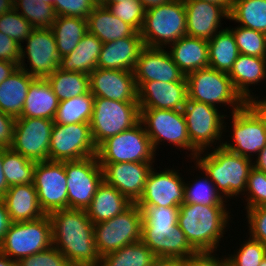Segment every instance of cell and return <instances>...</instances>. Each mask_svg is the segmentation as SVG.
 <instances>
[{"label": "cell", "mask_w": 266, "mask_h": 266, "mask_svg": "<svg viewBox=\"0 0 266 266\" xmlns=\"http://www.w3.org/2000/svg\"><path fill=\"white\" fill-rule=\"evenodd\" d=\"M52 246L73 266H99L101 256L94 242V224L86 210L59 209L51 212Z\"/></svg>", "instance_id": "6da1fadb"}, {"label": "cell", "mask_w": 266, "mask_h": 266, "mask_svg": "<svg viewBox=\"0 0 266 266\" xmlns=\"http://www.w3.org/2000/svg\"><path fill=\"white\" fill-rule=\"evenodd\" d=\"M143 213L141 241L156 257L183 259L197 253L178 226L179 207H139Z\"/></svg>", "instance_id": "7a4b0ae2"}, {"label": "cell", "mask_w": 266, "mask_h": 266, "mask_svg": "<svg viewBox=\"0 0 266 266\" xmlns=\"http://www.w3.org/2000/svg\"><path fill=\"white\" fill-rule=\"evenodd\" d=\"M228 206L190 203L179 206L178 226L197 252H218L226 229L231 228V218L234 219Z\"/></svg>", "instance_id": "3957f363"}, {"label": "cell", "mask_w": 266, "mask_h": 266, "mask_svg": "<svg viewBox=\"0 0 266 266\" xmlns=\"http://www.w3.org/2000/svg\"><path fill=\"white\" fill-rule=\"evenodd\" d=\"M192 162L204 171L224 200L229 202L231 198L236 200L244 195L248 175L253 167L252 159L221 145L212 150L200 151Z\"/></svg>", "instance_id": "277c9868"}, {"label": "cell", "mask_w": 266, "mask_h": 266, "mask_svg": "<svg viewBox=\"0 0 266 266\" xmlns=\"http://www.w3.org/2000/svg\"><path fill=\"white\" fill-rule=\"evenodd\" d=\"M186 11L183 0L145 10L140 35L144 45L151 48H167L187 35Z\"/></svg>", "instance_id": "5b68a950"}, {"label": "cell", "mask_w": 266, "mask_h": 266, "mask_svg": "<svg viewBox=\"0 0 266 266\" xmlns=\"http://www.w3.org/2000/svg\"><path fill=\"white\" fill-rule=\"evenodd\" d=\"M140 122L143 124L152 146L157 153L163 143L187 150L190 162L199 151L190 143L186 121L182 110L140 108Z\"/></svg>", "instance_id": "8992f818"}, {"label": "cell", "mask_w": 266, "mask_h": 266, "mask_svg": "<svg viewBox=\"0 0 266 266\" xmlns=\"http://www.w3.org/2000/svg\"><path fill=\"white\" fill-rule=\"evenodd\" d=\"M186 80L188 99L216 108L228 106L227 108L232 110H229L230 114L246 104L235 90L227 73L208 67L187 74Z\"/></svg>", "instance_id": "52a82bcc"}, {"label": "cell", "mask_w": 266, "mask_h": 266, "mask_svg": "<svg viewBox=\"0 0 266 266\" xmlns=\"http://www.w3.org/2000/svg\"><path fill=\"white\" fill-rule=\"evenodd\" d=\"M139 122L140 107L138 101L94 98L90 129L97 148L108 138L131 129Z\"/></svg>", "instance_id": "ba28073f"}, {"label": "cell", "mask_w": 266, "mask_h": 266, "mask_svg": "<svg viewBox=\"0 0 266 266\" xmlns=\"http://www.w3.org/2000/svg\"><path fill=\"white\" fill-rule=\"evenodd\" d=\"M182 112L186 121L190 143L199 152L223 144L222 138L224 139V136H226L225 133L229 126L226 125L228 122H225L226 115L222 114V111L209 104L187 98Z\"/></svg>", "instance_id": "9c48e42d"}, {"label": "cell", "mask_w": 266, "mask_h": 266, "mask_svg": "<svg viewBox=\"0 0 266 266\" xmlns=\"http://www.w3.org/2000/svg\"><path fill=\"white\" fill-rule=\"evenodd\" d=\"M52 246L51 221L48 214L22 222H12L0 251L7 257L19 260L49 249Z\"/></svg>", "instance_id": "30bf717a"}, {"label": "cell", "mask_w": 266, "mask_h": 266, "mask_svg": "<svg viewBox=\"0 0 266 266\" xmlns=\"http://www.w3.org/2000/svg\"><path fill=\"white\" fill-rule=\"evenodd\" d=\"M143 213L132 203L114 218L94 224V242L101 257L141 241Z\"/></svg>", "instance_id": "8fae6325"}, {"label": "cell", "mask_w": 266, "mask_h": 266, "mask_svg": "<svg viewBox=\"0 0 266 266\" xmlns=\"http://www.w3.org/2000/svg\"><path fill=\"white\" fill-rule=\"evenodd\" d=\"M157 154L141 122L105 140L97 148L99 164L155 162Z\"/></svg>", "instance_id": "7c38bea8"}, {"label": "cell", "mask_w": 266, "mask_h": 266, "mask_svg": "<svg viewBox=\"0 0 266 266\" xmlns=\"http://www.w3.org/2000/svg\"><path fill=\"white\" fill-rule=\"evenodd\" d=\"M230 122V141L223 139L227 150L238 155L254 159L260 150L266 146V125L259 114L246 103L241 109L226 115ZM232 123V124H231ZM256 154V155H255Z\"/></svg>", "instance_id": "4fadbf2b"}, {"label": "cell", "mask_w": 266, "mask_h": 266, "mask_svg": "<svg viewBox=\"0 0 266 266\" xmlns=\"http://www.w3.org/2000/svg\"><path fill=\"white\" fill-rule=\"evenodd\" d=\"M22 44L18 67L29 75L43 79L58 69L60 56L51 28H35Z\"/></svg>", "instance_id": "5bb4252c"}, {"label": "cell", "mask_w": 266, "mask_h": 266, "mask_svg": "<svg viewBox=\"0 0 266 266\" xmlns=\"http://www.w3.org/2000/svg\"><path fill=\"white\" fill-rule=\"evenodd\" d=\"M67 177L68 208L86 210L103 181L97 155L81 160L64 161Z\"/></svg>", "instance_id": "9a60e30c"}, {"label": "cell", "mask_w": 266, "mask_h": 266, "mask_svg": "<svg viewBox=\"0 0 266 266\" xmlns=\"http://www.w3.org/2000/svg\"><path fill=\"white\" fill-rule=\"evenodd\" d=\"M97 155L90 123L54 124L49 144V160H81Z\"/></svg>", "instance_id": "2e32d148"}, {"label": "cell", "mask_w": 266, "mask_h": 266, "mask_svg": "<svg viewBox=\"0 0 266 266\" xmlns=\"http://www.w3.org/2000/svg\"><path fill=\"white\" fill-rule=\"evenodd\" d=\"M149 171L138 207H179L184 203L185 179L178 168ZM181 174V175H180ZM183 177V178H182Z\"/></svg>", "instance_id": "e0dca14e"}, {"label": "cell", "mask_w": 266, "mask_h": 266, "mask_svg": "<svg viewBox=\"0 0 266 266\" xmlns=\"http://www.w3.org/2000/svg\"><path fill=\"white\" fill-rule=\"evenodd\" d=\"M34 186L40 207L45 214L68 208V187L64 161L36 162Z\"/></svg>", "instance_id": "ac0fdd59"}, {"label": "cell", "mask_w": 266, "mask_h": 266, "mask_svg": "<svg viewBox=\"0 0 266 266\" xmlns=\"http://www.w3.org/2000/svg\"><path fill=\"white\" fill-rule=\"evenodd\" d=\"M53 126L54 122L50 119L16 118L10 148L35 162L49 160Z\"/></svg>", "instance_id": "d6986e66"}, {"label": "cell", "mask_w": 266, "mask_h": 266, "mask_svg": "<svg viewBox=\"0 0 266 266\" xmlns=\"http://www.w3.org/2000/svg\"><path fill=\"white\" fill-rule=\"evenodd\" d=\"M103 180L122 193L131 203H136L144 190L147 175L154 162H120L100 164Z\"/></svg>", "instance_id": "ffe728a7"}, {"label": "cell", "mask_w": 266, "mask_h": 266, "mask_svg": "<svg viewBox=\"0 0 266 266\" xmlns=\"http://www.w3.org/2000/svg\"><path fill=\"white\" fill-rule=\"evenodd\" d=\"M135 82H187L166 48L144 47L133 70Z\"/></svg>", "instance_id": "44dd1931"}, {"label": "cell", "mask_w": 266, "mask_h": 266, "mask_svg": "<svg viewBox=\"0 0 266 266\" xmlns=\"http://www.w3.org/2000/svg\"><path fill=\"white\" fill-rule=\"evenodd\" d=\"M90 92L94 97L116 101H138L133 71L96 68L89 74Z\"/></svg>", "instance_id": "7402d4cb"}, {"label": "cell", "mask_w": 266, "mask_h": 266, "mask_svg": "<svg viewBox=\"0 0 266 266\" xmlns=\"http://www.w3.org/2000/svg\"><path fill=\"white\" fill-rule=\"evenodd\" d=\"M140 108L183 110L188 98L187 82H136Z\"/></svg>", "instance_id": "603a6c76"}, {"label": "cell", "mask_w": 266, "mask_h": 266, "mask_svg": "<svg viewBox=\"0 0 266 266\" xmlns=\"http://www.w3.org/2000/svg\"><path fill=\"white\" fill-rule=\"evenodd\" d=\"M183 1L188 36L209 41L218 30H222V19H229V13L220 5L200 0Z\"/></svg>", "instance_id": "cb8c5ba5"}, {"label": "cell", "mask_w": 266, "mask_h": 266, "mask_svg": "<svg viewBox=\"0 0 266 266\" xmlns=\"http://www.w3.org/2000/svg\"><path fill=\"white\" fill-rule=\"evenodd\" d=\"M144 47L141 36H130L103 43L97 68L133 71Z\"/></svg>", "instance_id": "d4e9b609"}, {"label": "cell", "mask_w": 266, "mask_h": 266, "mask_svg": "<svg viewBox=\"0 0 266 266\" xmlns=\"http://www.w3.org/2000/svg\"><path fill=\"white\" fill-rule=\"evenodd\" d=\"M228 75L237 93L248 103L257 97L253 86L255 89L266 81V58L239 54Z\"/></svg>", "instance_id": "484cf974"}, {"label": "cell", "mask_w": 266, "mask_h": 266, "mask_svg": "<svg viewBox=\"0 0 266 266\" xmlns=\"http://www.w3.org/2000/svg\"><path fill=\"white\" fill-rule=\"evenodd\" d=\"M167 50L185 76L193 71L209 67L207 40L185 35L169 45Z\"/></svg>", "instance_id": "4316f807"}, {"label": "cell", "mask_w": 266, "mask_h": 266, "mask_svg": "<svg viewBox=\"0 0 266 266\" xmlns=\"http://www.w3.org/2000/svg\"><path fill=\"white\" fill-rule=\"evenodd\" d=\"M87 28L102 43L141 36L133 26L115 16L108 7L97 4L87 18Z\"/></svg>", "instance_id": "83f0119b"}, {"label": "cell", "mask_w": 266, "mask_h": 266, "mask_svg": "<svg viewBox=\"0 0 266 266\" xmlns=\"http://www.w3.org/2000/svg\"><path fill=\"white\" fill-rule=\"evenodd\" d=\"M12 222L32 221L45 215L34 183L11 186L3 197Z\"/></svg>", "instance_id": "f1b7e54d"}, {"label": "cell", "mask_w": 266, "mask_h": 266, "mask_svg": "<svg viewBox=\"0 0 266 266\" xmlns=\"http://www.w3.org/2000/svg\"><path fill=\"white\" fill-rule=\"evenodd\" d=\"M59 100L46 78H36L29 86L24 107L19 118H44L53 120Z\"/></svg>", "instance_id": "f546056e"}, {"label": "cell", "mask_w": 266, "mask_h": 266, "mask_svg": "<svg viewBox=\"0 0 266 266\" xmlns=\"http://www.w3.org/2000/svg\"><path fill=\"white\" fill-rule=\"evenodd\" d=\"M36 78L21 68L0 84V111L12 117L21 116L30 84Z\"/></svg>", "instance_id": "4dcf8cb0"}, {"label": "cell", "mask_w": 266, "mask_h": 266, "mask_svg": "<svg viewBox=\"0 0 266 266\" xmlns=\"http://www.w3.org/2000/svg\"><path fill=\"white\" fill-rule=\"evenodd\" d=\"M103 43L93 34L87 32L77 47L59 60V69L65 72L92 73L97 68V61Z\"/></svg>", "instance_id": "1f68e13d"}, {"label": "cell", "mask_w": 266, "mask_h": 266, "mask_svg": "<svg viewBox=\"0 0 266 266\" xmlns=\"http://www.w3.org/2000/svg\"><path fill=\"white\" fill-rule=\"evenodd\" d=\"M132 203L104 180L86 209L93 224L109 220L126 210Z\"/></svg>", "instance_id": "d6a6232c"}, {"label": "cell", "mask_w": 266, "mask_h": 266, "mask_svg": "<svg viewBox=\"0 0 266 266\" xmlns=\"http://www.w3.org/2000/svg\"><path fill=\"white\" fill-rule=\"evenodd\" d=\"M209 68L229 74L239 53L232 31L225 27L209 41Z\"/></svg>", "instance_id": "836d02e7"}, {"label": "cell", "mask_w": 266, "mask_h": 266, "mask_svg": "<svg viewBox=\"0 0 266 266\" xmlns=\"http://www.w3.org/2000/svg\"><path fill=\"white\" fill-rule=\"evenodd\" d=\"M51 29L54 33L57 51L61 58L72 52L88 32L87 19L72 16H56Z\"/></svg>", "instance_id": "e575fe53"}, {"label": "cell", "mask_w": 266, "mask_h": 266, "mask_svg": "<svg viewBox=\"0 0 266 266\" xmlns=\"http://www.w3.org/2000/svg\"><path fill=\"white\" fill-rule=\"evenodd\" d=\"M46 79L59 102L90 91L89 75L82 72H65L58 68Z\"/></svg>", "instance_id": "d590c367"}, {"label": "cell", "mask_w": 266, "mask_h": 266, "mask_svg": "<svg viewBox=\"0 0 266 266\" xmlns=\"http://www.w3.org/2000/svg\"><path fill=\"white\" fill-rule=\"evenodd\" d=\"M228 20L266 34V0H234Z\"/></svg>", "instance_id": "8d00e7d4"}, {"label": "cell", "mask_w": 266, "mask_h": 266, "mask_svg": "<svg viewBox=\"0 0 266 266\" xmlns=\"http://www.w3.org/2000/svg\"><path fill=\"white\" fill-rule=\"evenodd\" d=\"M94 98L89 91L84 95L60 101L53 119L54 124L90 123Z\"/></svg>", "instance_id": "74e56055"}, {"label": "cell", "mask_w": 266, "mask_h": 266, "mask_svg": "<svg viewBox=\"0 0 266 266\" xmlns=\"http://www.w3.org/2000/svg\"><path fill=\"white\" fill-rule=\"evenodd\" d=\"M155 258L156 255L138 241L104 255L99 266H150Z\"/></svg>", "instance_id": "f35d334b"}, {"label": "cell", "mask_w": 266, "mask_h": 266, "mask_svg": "<svg viewBox=\"0 0 266 266\" xmlns=\"http://www.w3.org/2000/svg\"><path fill=\"white\" fill-rule=\"evenodd\" d=\"M191 168L195 171H199V173L203 175L201 177V175L199 174V176L195 177V179H192L194 181L190 179L191 182L185 178L184 203L228 205V201L224 200L222 196L217 192L214 183L208 178L204 171L201 172V169L197 165L194 168L191 166Z\"/></svg>", "instance_id": "ab89813d"}, {"label": "cell", "mask_w": 266, "mask_h": 266, "mask_svg": "<svg viewBox=\"0 0 266 266\" xmlns=\"http://www.w3.org/2000/svg\"><path fill=\"white\" fill-rule=\"evenodd\" d=\"M36 162L11 148H4L3 172L9 187L34 183Z\"/></svg>", "instance_id": "60d3db41"}, {"label": "cell", "mask_w": 266, "mask_h": 266, "mask_svg": "<svg viewBox=\"0 0 266 266\" xmlns=\"http://www.w3.org/2000/svg\"><path fill=\"white\" fill-rule=\"evenodd\" d=\"M13 8L27 19L34 28H51L56 19L52 5L36 0H14Z\"/></svg>", "instance_id": "b9f144b4"}, {"label": "cell", "mask_w": 266, "mask_h": 266, "mask_svg": "<svg viewBox=\"0 0 266 266\" xmlns=\"http://www.w3.org/2000/svg\"><path fill=\"white\" fill-rule=\"evenodd\" d=\"M240 54L266 58V34L243 26L228 27Z\"/></svg>", "instance_id": "7bdbcfd3"}, {"label": "cell", "mask_w": 266, "mask_h": 266, "mask_svg": "<svg viewBox=\"0 0 266 266\" xmlns=\"http://www.w3.org/2000/svg\"><path fill=\"white\" fill-rule=\"evenodd\" d=\"M243 239L238 249L233 250V254H225L227 266H259L266 255V246L250 236ZM245 240V241H244Z\"/></svg>", "instance_id": "ee69618b"}, {"label": "cell", "mask_w": 266, "mask_h": 266, "mask_svg": "<svg viewBox=\"0 0 266 266\" xmlns=\"http://www.w3.org/2000/svg\"><path fill=\"white\" fill-rule=\"evenodd\" d=\"M35 28L14 8L0 16V32L8 35L20 45Z\"/></svg>", "instance_id": "f6af8a7d"}, {"label": "cell", "mask_w": 266, "mask_h": 266, "mask_svg": "<svg viewBox=\"0 0 266 266\" xmlns=\"http://www.w3.org/2000/svg\"><path fill=\"white\" fill-rule=\"evenodd\" d=\"M245 210L266 205V173L254 167L251 168L243 195Z\"/></svg>", "instance_id": "bcb514c9"}, {"label": "cell", "mask_w": 266, "mask_h": 266, "mask_svg": "<svg viewBox=\"0 0 266 266\" xmlns=\"http://www.w3.org/2000/svg\"><path fill=\"white\" fill-rule=\"evenodd\" d=\"M109 10L123 22L141 31L144 22L145 9L139 0H124L114 4H100Z\"/></svg>", "instance_id": "7dc6e473"}, {"label": "cell", "mask_w": 266, "mask_h": 266, "mask_svg": "<svg viewBox=\"0 0 266 266\" xmlns=\"http://www.w3.org/2000/svg\"><path fill=\"white\" fill-rule=\"evenodd\" d=\"M97 0H55L53 7L56 16H72L87 19Z\"/></svg>", "instance_id": "c3c4849f"}, {"label": "cell", "mask_w": 266, "mask_h": 266, "mask_svg": "<svg viewBox=\"0 0 266 266\" xmlns=\"http://www.w3.org/2000/svg\"><path fill=\"white\" fill-rule=\"evenodd\" d=\"M17 266H73L66 257L54 246L49 249L27 256L17 262Z\"/></svg>", "instance_id": "681fc988"}, {"label": "cell", "mask_w": 266, "mask_h": 266, "mask_svg": "<svg viewBox=\"0 0 266 266\" xmlns=\"http://www.w3.org/2000/svg\"><path fill=\"white\" fill-rule=\"evenodd\" d=\"M248 235L266 246V205L246 209Z\"/></svg>", "instance_id": "f907efd6"}, {"label": "cell", "mask_w": 266, "mask_h": 266, "mask_svg": "<svg viewBox=\"0 0 266 266\" xmlns=\"http://www.w3.org/2000/svg\"><path fill=\"white\" fill-rule=\"evenodd\" d=\"M221 256L219 257L217 252H197L190 257L179 259V266H227L226 255Z\"/></svg>", "instance_id": "816d5d0a"}, {"label": "cell", "mask_w": 266, "mask_h": 266, "mask_svg": "<svg viewBox=\"0 0 266 266\" xmlns=\"http://www.w3.org/2000/svg\"><path fill=\"white\" fill-rule=\"evenodd\" d=\"M21 45L0 32V60L19 63Z\"/></svg>", "instance_id": "f5cc1de1"}, {"label": "cell", "mask_w": 266, "mask_h": 266, "mask_svg": "<svg viewBox=\"0 0 266 266\" xmlns=\"http://www.w3.org/2000/svg\"><path fill=\"white\" fill-rule=\"evenodd\" d=\"M15 118L0 111V147L10 148L13 142Z\"/></svg>", "instance_id": "db71d44e"}, {"label": "cell", "mask_w": 266, "mask_h": 266, "mask_svg": "<svg viewBox=\"0 0 266 266\" xmlns=\"http://www.w3.org/2000/svg\"><path fill=\"white\" fill-rule=\"evenodd\" d=\"M11 224L12 221L7 212L6 204L3 198H0V244L4 241L5 235Z\"/></svg>", "instance_id": "11a10c76"}, {"label": "cell", "mask_w": 266, "mask_h": 266, "mask_svg": "<svg viewBox=\"0 0 266 266\" xmlns=\"http://www.w3.org/2000/svg\"><path fill=\"white\" fill-rule=\"evenodd\" d=\"M248 104L259 114L266 125V96L260 99V96L251 99Z\"/></svg>", "instance_id": "9f6ffc18"}, {"label": "cell", "mask_w": 266, "mask_h": 266, "mask_svg": "<svg viewBox=\"0 0 266 266\" xmlns=\"http://www.w3.org/2000/svg\"><path fill=\"white\" fill-rule=\"evenodd\" d=\"M18 68V63L0 60V84L12 75Z\"/></svg>", "instance_id": "6f0895ef"}, {"label": "cell", "mask_w": 266, "mask_h": 266, "mask_svg": "<svg viewBox=\"0 0 266 266\" xmlns=\"http://www.w3.org/2000/svg\"><path fill=\"white\" fill-rule=\"evenodd\" d=\"M3 155L4 148L0 147V198H3L7 190L10 188L3 172Z\"/></svg>", "instance_id": "680465c9"}, {"label": "cell", "mask_w": 266, "mask_h": 266, "mask_svg": "<svg viewBox=\"0 0 266 266\" xmlns=\"http://www.w3.org/2000/svg\"><path fill=\"white\" fill-rule=\"evenodd\" d=\"M252 165L254 168L266 173V146L252 160Z\"/></svg>", "instance_id": "91938a15"}, {"label": "cell", "mask_w": 266, "mask_h": 266, "mask_svg": "<svg viewBox=\"0 0 266 266\" xmlns=\"http://www.w3.org/2000/svg\"><path fill=\"white\" fill-rule=\"evenodd\" d=\"M150 266H179V259L156 257Z\"/></svg>", "instance_id": "94428289"}, {"label": "cell", "mask_w": 266, "mask_h": 266, "mask_svg": "<svg viewBox=\"0 0 266 266\" xmlns=\"http://www.w3.org/2000/svg\"><path fill=\"white\" fill-rule=\"evenodd\" d=\"M145 10L171 2L172 0H139Z\"/></svg>", "instance_id": "6125c7cd"}, {"label": "cell", "mask_w": 266, "mask_h": 266, "mask_svg": "<svg viewBox=\"0 0 266 266\" xmlns=\"http://www.w3.org/2000/svg\"><path fill=\"white\" fill-rule=\"evenodd\" d=\"M200 1H206L212 4L220 5L222 6L228 13H230L233 1L234 0H200Z\"/></svg>", "instance_id": "be15d7a7"}, {"label": "cell", "mask_w": 266, "mask_h": 266, "mask_svg": "<svg viewBox=\"0 0 266 266\" xmlns=\"http://www.w3.org/2000/svg\"><path fill=\"white\" fill-rule=\"evenodd\" d=\"M14 0H0V16L13 9Z\"/></svg>", "instance_id": "e7e4bbea"}, {"label": "cell", "mask_w": 266, "mask_h": 266, "mask_svg": "<svg viewBox=\"0 0 266 266\" xmlns=\"http://www.w3.org/2000/svg\"><path fill=\"white\" fill-rule=\"evenodd\" d=\"M0 266H17V262L0 251Z\"/></svg>", "instance_id": "03108f58"}, {"label": "cell", "mask_w": 266, "mask_h": 266, "mask_svg": "<svg viewBox=\"0 0 266 266\" xmlns=\"http://www.w3.org/2000/svg\"><path fill=\"white\" fill-rule=\"evenodd\" d=\"M124 0H97V4H114Z\"/></svg>", "instance_id": "003e7915"}, {"label": "cell", "mask_w": 266, "mask_h": 266, "mask_svg": "<svg viewBox=\"0 0 266 266\" xmlns=\"http://www.w3.org/2000/svg\"><path fill=\"white\" fill-rule=\"evenodd\" d=\"M36 1L40 3H47L49 5H53L55 0H36Z\"/></svg>", "instance_id": "a7ac6f4b"}, {"label": "cell", "mask_w": 266, "mask_h": 266, "mask_svg": "<svg viewBox=\"0 0 266 266\" xmlns=\"http://www.w3.org/2000/svg\"><path fill=\"white\" fill-rule=\"evenodd\" d=\"M259 266H266V255L265 257L262 259L261 263Z\"/></svg>", "instance_id": "89a4df30"}]
</instances>
